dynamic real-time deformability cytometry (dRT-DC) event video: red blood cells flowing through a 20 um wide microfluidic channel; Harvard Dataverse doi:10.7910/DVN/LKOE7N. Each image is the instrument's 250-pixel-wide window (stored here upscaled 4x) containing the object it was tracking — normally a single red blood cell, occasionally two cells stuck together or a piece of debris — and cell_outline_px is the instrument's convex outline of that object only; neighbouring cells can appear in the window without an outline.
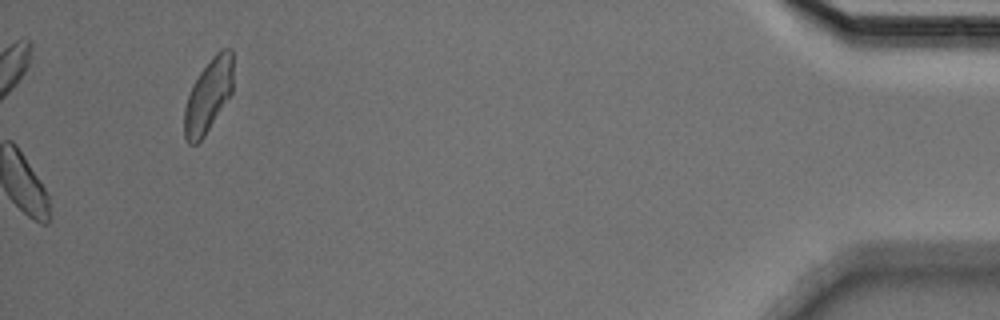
{"species": "Egyptian fruit bat (a non-hibernating species)", "species_latin": "Rousettus aegyptiacus", "temperature_condition": "cold", "stored_images_in_passage": 40, "camera_frame_rate_fps": 3000, "um_per_image_px": 0.085, "animal": {"sex": "male"}, "frame": {"image": 1, "passage_image": 40, "time_ms": 13.0, "image_size_px": [1000, 320], "cell_outline_px": [[232, 92], [204, 136], [196, 144], [188, 144], [184, 140], [184, 108], [192, 84], [200, 72], [212, 56], [216, 52], [224, 48], [232, 48]], "centroid_in_image_um": [17.68, 8.13], "position_along_channel_um": 417.5, "area_um2": 20.75}}